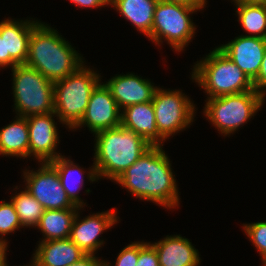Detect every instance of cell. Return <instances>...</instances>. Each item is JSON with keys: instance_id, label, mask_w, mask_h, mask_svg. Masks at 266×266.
Listing matches in <instances>:
<instances>
[{"instance_id": "obj_1", "label": "cell", "mask_w": 266, "mask_h": 266, "mask_svg": "<svg viewBox=\"0 0 266 266\" xmlns=\"http://www.w3.org/2000/svg\"><path fill=\"white\" fill-rule=\"evenodd\" d=\"M162 146H151L116 180L135 197L165 208L179 205L178 186Z\"/></svg>"}, {"instance_id": "obj_2", "label": "cell", "mask_w": 266, "mask_h": 266, "mask_svg": "<svg viewBox=\"0 0 266 266\" xmlns=\"http://www.w3.org/2000/svg\"><path fill=\"white\" fill-rule=\"evenodd\" d=\"M94 135V165L87 175L91 182L101 177L115 181L152 146L143 137L121 125Z\"/></svg>"}, {"instance_id": "obj_3", "label": "cell", "mask_w": 266, "mask_h": 266, "mask_svg": "<svg viewBox=\"0 0 266 266\" xmlns=\"http://www.w3.org/2000/svg\"><path fill=\"white\" fill-rule=\"evenodd\" d=\"M58 31L38 22L31 32L26 65L52 82L75 72L85 61Z\"/></svg>"}, {"instance_id": "obj_4", "label": "cell", "mask_w": 266, "mask_h": 266, "mask_svg": "<svg viewBox=\"0 0 266 266\" xmlns=\"http://www.w3.org/2000/svg\"><path fill=\"white\" fill-rule=\"evenodd\" d=\"M191 75L207 98L254 90L250 78L218 47L196 62Z\"/></svg>"}, {"instance_id": "obj_5", "label": "cell", "mask_w": 266, "mask_h": 266, "mask_svg": "<svg viewBox=\"0 0 266 266\" xmlns=\"http://www.w3.org/2000/svg\"><path fill=\"white\" fill-rule=\"evenodd\" d=\"M81 65L64 79L54 82V113L71 130L83 118L92 91L101 82L93 69Z\"/></svg>"}, {"instance_id": "obj_6", "label": "cell", "mask_w": 266, "mask_h": 266, "mask_svg": "<svg viewBox=\"0 0 266 266\" xmlns=\"http://www.w3.org/2000/svg\"><path fill=\"white\" fill-rule=\"evenodd\" d=\"M14 108L18 116L54 112V82L26 64L12 68Z\"/></svg>"}, {"instance_id": "obj_7", "label": "cell", "mask_w": 266, "mask_h": 266, "mask_svg": "<svg viewBox=\"0 0 266 266\" xmlns=\"http://www.w3.org/2000/svg\"><path fill=\"white\" fill-rule=\"evenodd\" d=\"M203 8L158 0L151 34L147 38L159 46L164 39L176 52L184 50L195 36L196 25L190 15Z\"/></svg>"}, {"instance_id": "obj_8", "label": "cell", "mask_w": 266, "mask_h": 266, "mask_svg": "<svg viewBox=\"0 0 266 266\" xmlns=\"http://www.w3.org/2000/svg\"><path fill=\"white\" fill-rule=\"evenodd\" d=\"M265 97L255 89L238 94L207 98L203 115L219 133L226 135L238 131L239 127L255 116L263 106Z\"/></svg>"}, {"instance_id": "obj_9", "label": "cell", "mask_w": 266, "mask_h": 266, "mask_svg": "<svg viewBox=\"0 0 266 266\" xmlns=\"http://www.w3.org/2000/svg\"><path fill=\"white\" fill-rule=\"evenodd\" d=\"M152 104L159 134L166 140L183 131L194 120V103L179 90L155 89Z\"/></svg>"}, {"instance_id": "obj_10", "label": "cell", "mask_w": 266, "mask_h": 266, "mask_svg": "<svg viewBox=\"0 0 266 266\" xmlns=\"http://www.w3.org/2000/svg\"><path fill=\"white\" fill-rule=\"evenodd\" d=\"M40 165L38 170L23 172L26 190L45 210L79 208L67 196L56 169L49 162Z\"/></svg>"}, {"instance_id": "obj_11", "label": "cell", "mask_w": 266, "mask_h": 266, "mask_svg": "<svg viewBox=\"0 0 266 266\" xmlns=\"http://www.w3.org/2000/svg\"><path fill=\"white\" fill-rule=\"evenodd\" d=\"M120 112L110 90L101 82L92 91L85 114L73 129L87 126L94 135L99 131L118 127L121 125Z\"/></svg>"}, {"instance_id": "obj_12", "label": "cell", "mask_w": 266, "mask_h": 266, "mask_svg": "<svg viewBox=\"0 0 266 266\" xmlns=\"http://www.w3.org/2000/svg\"><path fill=\"white\" fill-rule=\"evenodd\" d=\"M53 116L58 119L54 112L26 117L29 129V157L33 155L41 163L61 156L56 152L60 142Z\"/></svg>"}, {"instance_id": "obj_13", "label": "cell", "mask_w": 266, "mask_h": 266, "mask_svg": "<svg viewBox=\"0 0 266 266\" xmlns=\"http://www.w3.org/2000/svg\"><path fill=\"white\" fill-rule=\"evenodd\" d=\"M79 210L73 220L69 239L73 241L86 254H96L104 245L99 236L113 227L118 221L116 210L92 214L80 219ZM79 218V219H78Z\"/></svg>"}, {"instance_id": "obj_14", "label": "cell", "mask_w": 266, "mask_h": 266, "mask_svg": "<svg viewBox=\"0 0 266 266\" xmlns=\"http://www.w3.org/2000/svg\"><path fill=\"white\" fill-rule=\"evenodd\" d=\"M218 48L253 81L261 68L266 39L241 35Z\"/></svg>"}, {"instance_id": "obj_15", "label": "cell", "mask_w": 266, "mask_h": 266, "mask_svg": "<svg viewBox=\"0 0 266 266\" xmlns=\"http://www.w3.org/2000/svg\"><path fill=\"white\" fill-rule=\"evenodd\" d=\"M38 22L11 18L0 22V36H4L5 68L10 66L12 69L26 63L31 32Z\"/></svg>"}, {"instance_id": "obj_16", "label": "cell", "mask_w": 266, "mask_h": 266, "mask_svg": "<svg viewBox=\"0 0 266 266\" xmlns=\"http://www.w3.org/2000/svg\"><path fill=\"white\" fill-rule=\"evenodd\" d=\"M104 84L110 90L120 110L131 105L152 101L157 88L150 80L142 79L133 73L115 75Z\"/></svg>"}, {"instance_id": "obj_17", "label": "cell", "mask_w": 266, "mask_h": 266, "mask_svg": "<svg viewBox=\"0 0 266 266\" xmlns=\"http://www.w3.org/2000/svg\"><path fill=\"white\" fill-rule=\"evenodd\" d=\"M121 126L134 131L152 146H163L162 142L166 141L158 132L152 101L124 108Z\"/></svg>"}, {"instance_id": "obj_18", "label": "cell", "mask_w": 266, "mask_h": 266, "mask_svg": "<svg viewBox=\"0 0 266 266\" xmlns=\"http://www.w3.org/2000/svg\"><path fill=\"white\" fill-rule=\"evenodd\" d=\"M85 255L69 238L40 241L31 263L34 266H69Z\"/></svg>"}, {"instance_id": "obj_19", "label": "cell", "mask_w": 266, "mask_h": 266, "mask_svg": "<svg viewBox=\"0 0 266 266\" xmlns=\"http://www.w3.org/2000/svg\"><path fill=\"white\" fill-rule=\"evenodd\" d=\"M152 245L157 251L160 266H198L200 263L198 250L181 235H167Z\"/></svg>"}, {"instance_id": "obj_20", "label": "cell", "mask_w": 266, "mask_h": 266, "mask_svg": "<svg viewBox=\"0 0 266 266\" xmlns=\"http://www.w3.org/2000/svg\"><path fill=\"white\" fill-rule=\"evenodd\" d=\"M157 2L158 0H110L109 4L148 37L151 34Z\"/></svg>"}, {"instance_id": "obj_21", "label": "cell", "mask_w": 266, "mask_h": 266, "mask_svg": "<svg viewBox=\"0 0 266 266\" xmlns=\"http://www.w3.org/2000/svg\"><path fill=\"white\" fill-rule=\"evenodd\" d=\"M0 130V155L29 157V129L26 117L16 116Z\"/></svg>"}, {"instance_id": "obj_22", "label": "cell", "mask_w": 266, "mask_h": 266, "mask_svg": "<svg viewBox=\"0 0 266 266\" xmlns=\"http://www.w3.org/2000/svg\"><path fill=\"white\" fill-rule=\"evenodd\" d=\"M80 208L44 210L36 226L43 234L42 241L67 239L73 220Z\"/></svg>"}, {"instance_id": "obj_23", "label": "cell", "mask_w": 266, "mask_h": 266, "mask_svg": "<svg viewBox=\"0 0 266 266\" xmlns=\"http://www.w3.org/2000/svg\"><path fill=\"white\" fill-rule=\"evenodd\" d=\"M66 158L64 155H61L49 163L58 172L61 185L71 202L81 209L85 206V203L81 200L79 191L84 186L85 176L83 174L86 171H83L84 168L79 167L78 164L76 165L73 161Z\"/></svg>"}, {"instance_id": "obj_24", "label": "cell", "mask_w": 266, "mask_h": 266, "mask_svg": "<svg viewBox=\"0 0 266 266\" xmlns=\"http://www.w3.org/2000/svg\"><path fill=\"white\" fill-rule=\"evenodd\" d=\"M238 21L252 37L266 39V5L251 3H234Z\"/></svg>"}, {"instance_id": "obj_25", "label": "cell", "mask_w": 266, "mask_h": 266, "mask_svg": "<svg viewBox=\"0 0 266 266\" xmlns=\"http://www.w3.org/2000/svg\"><path fill=\"white\" fill-rule=\"evenodd\" d=\"M24 191L15 193L11 202L15 206L22 227H35L43 216V206L24 188Z\"/></svg>"}, {"instance_id": "obj_26", "label": "cell", "mask_w": 266, "mask_h": 266, "mask_svg": "<svg viewBox=\"0 0 266 266\" xmlns=\"http://www.w3.org/2000/svg\"><path fill=\"white\" fill-rule=\"evenodd\" d=\"M22 228L21 222L19 221L18 214L16 213L15 206L11 202H0V244L8 247L6 238L3 237L6 234L13 233L16 230Z\"/></svg>"}, {"instance_id": "obj_27", "label": "cell", "mask_w": 266, "mask_h": 266, "mask_svg": "<svg viewBox=\"0 0 266 266\" xmlns=\"http://www.w3.org/2000/svg\"><path fill=\"white\" fill-rule=\"evenodd\" d=\"M245 234L259 251L261 258L266 257V221L244 224Z\"/></svg>"}, {"instance_id": "obj_28", "label": "cell", "mask_w": 266, "mask_h": 266, "mask_svg": "<svg viewBox=\"0 0 266 266\" xmlns=\"http://www.w3.org/2000/svg\"><path fill=\"white\" fill-rule=\"evenodd\" d=\"M139 254V241L132 242L124 247L118 254L115 266H136ZM103 266H112L111 263L103 261Z\"/></svg>"}, {"instance_id": "obj_29", "label": "cell", "mask_w": 266, "mask_h": 266, "mask_svg": "<svg viewBox=\"0 0 266 266\" xmlns=\"http://www.w3.org/2000/svg\"><path fill=\"white\" fill-rule=\"evenodd\" d=\"M136 266H160L157 251L150 242H139Z\"/></svg>"}, {"instance_id": "obj_30", "label": "cell", "mask_w": 266, "mask_h": 266, "mask_svg": "<svg viewBox=\"0 0 266 266\" xmlns=\"http://www.w3.org/2000/svg\"><path fill=\"white\" fill-rule=\"evenodd\" d=\"M254 89L266 96V51L262 60L260 71L257 77L252 81Z\"/></svg>"}, {"instance_id": "obj_31", "label": "cell", "mask_w": 266, "mask_h": 266, "mask_svg": "<svg viewBox=\"0 0 266 266\" xmlns=\"http://www.w3.org/2000/svg\"><path fill=\"white\" fill-rule=\"evenodd\" d=\"M103 261L95 256V254H86L79 261L69 266H103Z\"/></svg>"}, {"instance_id": "obj_32", "label": "cell", "mask_w": 266, "mask_h": 266, "mask_svg": "<svg viewBox=\"0 0 266 266\" xmlns=\"http://www.w3.org/2000/svg\"><path fill=\"white\" fill-rule=\"evenodd\" d=\"M71 3H74L77 6L83 8H99L103 7L104 5H109L110 0H70Z\"/></svg>"}, {"instance_id": "obj_33", "label": "cell", "mask_w": 266, "mask_h": 266, "mask_svg": "<svg viewBox=\"0 0 266 266\" xmlns=\"http://www.w3.org/2000/svg\"><path fill=\"white\" fill-rule=\"evenodd\" d=\"M167 2L180 3L187 6H205L206 0H164Z\"/></svg>"}, {"instance_id": "obj_34", "label": "cell", "mask_w": 266, "mask_h": 266, "mask_svg": "<svg viewBox=\"0 0 266 266\" xmlns=\"http://www.w3.org/2000/svg\"><path fill=\"white\" fill-rule=\"evenodd\" d=\"M5 68V46H4V36H0V68Z\"/></svg>"}, {"instance_id": "obj_35", "label": "cell", "mask_w": 266, "mask_h": 266, "mask_svg": "<svg viewBox=\"0 0 266 266\" xmlns=\"http://www.w3.org/2000/svg\"><path fill=\"white\" fill-rule=\"evenodd\" d=\"M7 247L0 244V266H4L7 263L6 260V251H7Z\"/></svg>"}, {"instance_id": "obj_36", "label": "cell", "mask_w": 266, "mask_h": 266, "mask_svg": "<svg viewBox=\"0 0 266 266\" xmlns=\"http://www.w3.org/2000/svg\"><path fill=\"white\" fill-rule=\"evenodd\" d=\"M234 3H251L266 5V0H233Z\"/></svg>"}, {"instance_id": "obj_37", "label": "cell", "mask_w": 266, "mask_h": 266, "mask_svg": "<svg viewBox=\"0 0 266 266\" xmlns=\"http://www.w3.org/2000/svg\"><path fill=\"white\" fill-rule=\"evenodd\" d=\"M262 259V264H264L263 266H266V257H263V258H261Z\"/></svg>"}, {"instance_id": "obj_38", "label": "cell", "mask_w": 266, "mask_h": 266, "mask_svg": "<svg viewBox=\"0 0 266 266\" xmlns=\"http://www.w3.org/2000/svg\"><path fill=\"white\" fill-rule=\"evenodd\" d=\"M4 266H8V264L6 263ZM23 266H34V265L30 263L29 265H23Z\"/></svg>"}]
</instances>
